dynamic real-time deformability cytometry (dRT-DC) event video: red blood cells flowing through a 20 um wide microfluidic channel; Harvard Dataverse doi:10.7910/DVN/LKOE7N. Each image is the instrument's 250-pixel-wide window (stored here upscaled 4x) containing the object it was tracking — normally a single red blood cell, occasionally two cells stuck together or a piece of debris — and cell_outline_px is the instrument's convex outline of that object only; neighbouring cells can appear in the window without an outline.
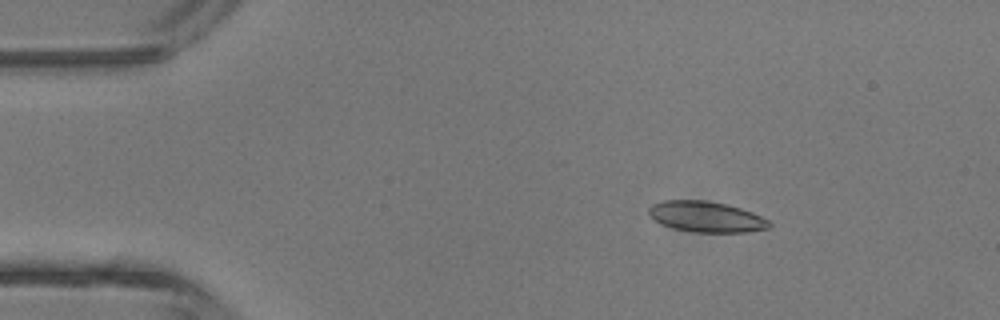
{"species": "common noctule bat (a hibernating species)", "species_latin": "Nyctalus noctula", "temperature_condition": "room temperature", "stored_images_in_passage": 6, "camera_frame_rate_fps": 3000, "um_per_image_px": 0.085, "animal": {"sex": "male", "body_mass_g": 13.3}, "frame": {"image": 1, "passage_image": 3, "time_ms": 2.0, "image_size_px": [1000, 320], "cell_outline_px": [[772, 224], [768, 228], [748, 232], [696, 232], [672, 228], [660, 224], [648, 212], [648, 208], [652, 204], [664, 200], [704, 200], [728, 204], [752, 212], [768, 220]], "centroid_in_image_um": [60.02, 18.42], "position_along_channel_um": 25.0, "area_um2": 21.56}}